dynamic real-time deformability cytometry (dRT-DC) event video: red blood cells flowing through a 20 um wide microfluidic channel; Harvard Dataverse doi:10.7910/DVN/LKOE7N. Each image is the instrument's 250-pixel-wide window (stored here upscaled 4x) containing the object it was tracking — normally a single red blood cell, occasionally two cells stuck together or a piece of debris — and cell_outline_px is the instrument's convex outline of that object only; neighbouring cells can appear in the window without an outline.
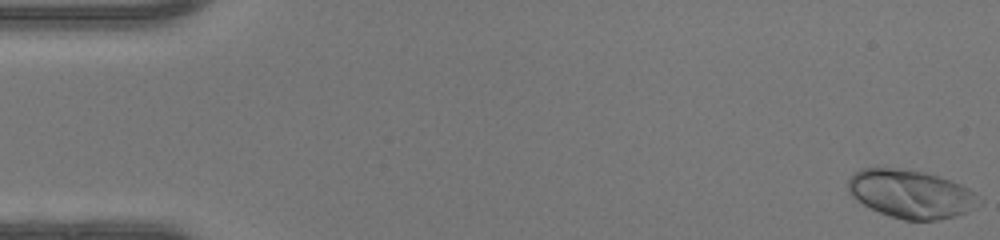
{"species": "human", "species_latin": "Homo sapiens", "temperature_condition": "warm", "stored_images_in_passage": 49, "camera_frame_rate_fps": 3000, "um_per_image_px": 0.085, "donor": {"sex": "female"}, "frame": {"image": 1, "passage_image": 1, "time_ms": 0.0, "image_size_px": [1000, 240], "cell_outline_px": [[984, 200], [980, 204], [956, 216], [940, 220], [904, 220], [880, 212], [864, 204], [852, 196], [848, 188], [848, 180], [856, 172], [864, 168], [896, 168], [924, 172], [960, 184], [968, 188]], "centroid_in_image_um": [77.46, 16.49], "position_along_channel_um": 7.5, "area_um2": 36.36}}
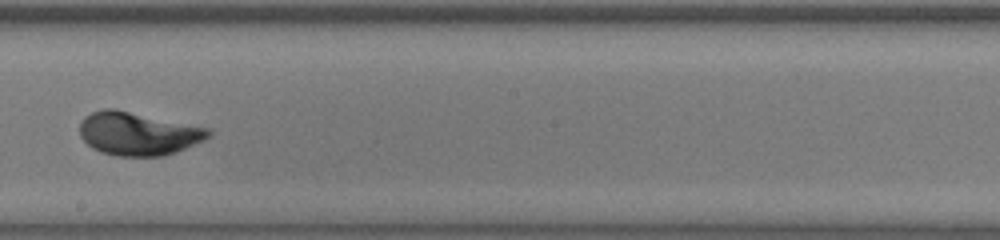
{"frame": {"image": 2, "passage_image": 28, "time_ms": 9.0, "image_size_px": [1000, 240], "cell_outline_px": [[212, 136], [204, 140], [176, 152], [164, 156], [116, 156], [100, 152], [92, 148], [80, 136], [80, 120], [84, 116], [92, 112], [104, 108], [116, 108], [212, 128]], "centroid_in_image_um": [11.76, 11.34], "position_along_channel_um": 236.4, "area_um2": 33.0}}
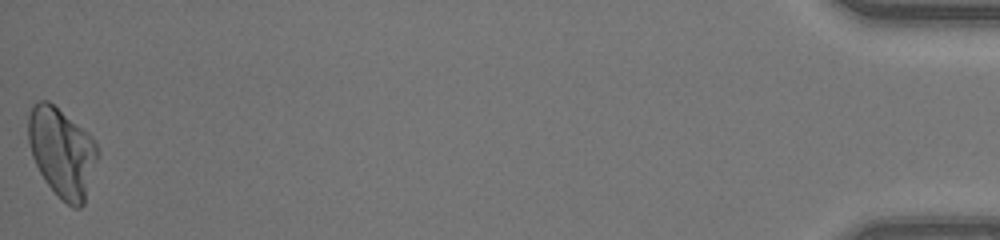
{"frame": {"image": 3, "passage_image": 49, "time_ms": 16.0, "image_size_px": [1000, 240], "cell_outline_px": [[100, 152], [84, 204], [80, 208], [72, 208], [44, 180], [32, 156], [28, 140], [28, 116], [32, 104], [40, 100], [48, 100], [88, 132], [92, 136], [100, 148]], "centroid_in_image_um": [5.29, 12.92], "position_along_channel_um": 429.9, "area_um2": 36.18}, "authors_computed_cell_mechanics": {"area_um2": 32.657, "velocity_mm_per_s": 4.2463, "shape_relaxation_time_tau1_ms": 2.8341, "shape_relaxation_time_tau2_ms": null, "deformation_change_tau1": 0.1895, "deformation_change_tau2": null}}